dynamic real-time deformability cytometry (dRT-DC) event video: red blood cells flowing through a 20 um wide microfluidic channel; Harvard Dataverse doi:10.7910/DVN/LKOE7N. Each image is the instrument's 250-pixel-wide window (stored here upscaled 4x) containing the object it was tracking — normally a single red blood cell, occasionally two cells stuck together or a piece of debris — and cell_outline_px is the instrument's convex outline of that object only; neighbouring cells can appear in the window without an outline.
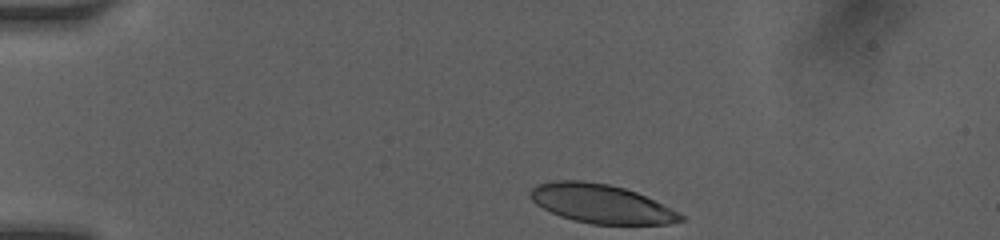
{"species": "human", "species_latin": "Homo sapiens", "temperature_condition": "room temperature", "stored_images_in_passage": 10, "camera_frame_rate_fps": 3000, "um_per_image_px": 0.085, "donor": {"sex": "female"}, "frame": {"image": 1, "passage_image": 1, "time_ms": 0.0, "image_size_px": [1000, 240], "cell_outline_px": [[688, 216], [684, 220], [668, 224], [592, 224], [560, 216], [536, 204], [528, 196], [528, 192], [536, 184], [552, 180], [584, 180], [608, 184], [624, 188], [636, 192], [672, 208]], "centroid_in_image_um": [51.11, 17.31], "position_along_channel_um": 33.9, "area_um2": 34.22}}